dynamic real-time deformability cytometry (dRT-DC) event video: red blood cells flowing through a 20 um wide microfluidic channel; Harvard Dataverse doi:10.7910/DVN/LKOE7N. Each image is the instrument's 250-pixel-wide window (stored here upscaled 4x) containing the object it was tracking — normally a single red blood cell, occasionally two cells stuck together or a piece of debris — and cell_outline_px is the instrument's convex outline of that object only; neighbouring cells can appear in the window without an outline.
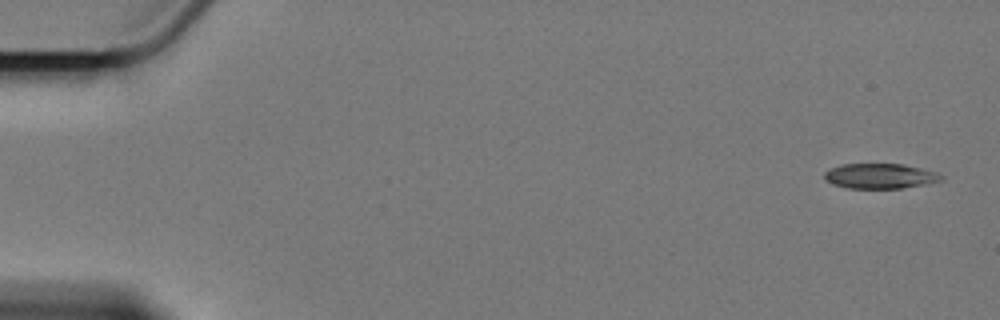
{"species": "Egyptian fruit bat (a non-hibernating species)", "species_latin": "Rousettus aegyptiacus", "temperature_condition": "cold", "stored_images_in_passage": 5, "camera_frame_rate_fps": 3000, "um_per_image_px": 0.085, "animal": {"sex": "female"}, "frame": {"image": 1, "passage_image": 1, "time_ms": 0.0, "image_size_px": [1000, 320], "cell_outline_px": [[944, 180], [928, 184], [904, 188], [848, 188], [832, 184], [824, 180], [824, 172], [840, 164], [904, 164], [936, 172], [944, 176]], "centroid_in_image_um": [74.82, 14.97], "position_along_channel_um": 10.2, "area_um2": 17.22}}
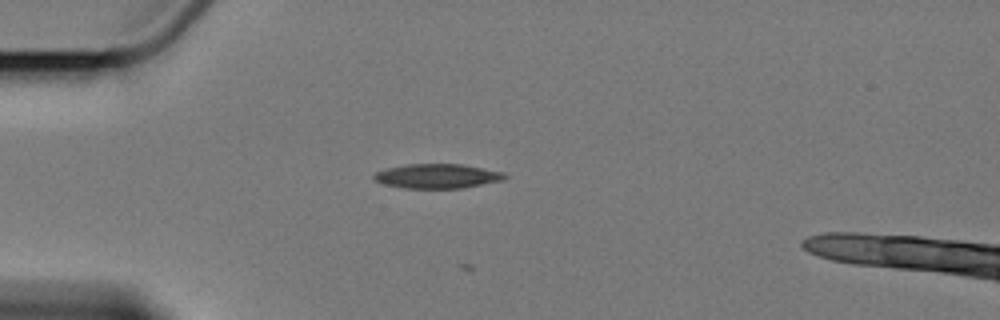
{"frame": {"image": 2, "passage_image": 5, "time_ms": 4.667, "image_size_px": [1000, 320], "cell_outline_px": [[508, 176], [504, 180], [460, 188], [404, 188], [384, 184], [376, 180], [372, 176], [376, 172], [388, 168], [408, 164], [460, 164], [504, 172]], "centroid_in_image_um": [37.19, 14.97], "position_along_channel_um": 47.8, "area_um2": 18.44}}